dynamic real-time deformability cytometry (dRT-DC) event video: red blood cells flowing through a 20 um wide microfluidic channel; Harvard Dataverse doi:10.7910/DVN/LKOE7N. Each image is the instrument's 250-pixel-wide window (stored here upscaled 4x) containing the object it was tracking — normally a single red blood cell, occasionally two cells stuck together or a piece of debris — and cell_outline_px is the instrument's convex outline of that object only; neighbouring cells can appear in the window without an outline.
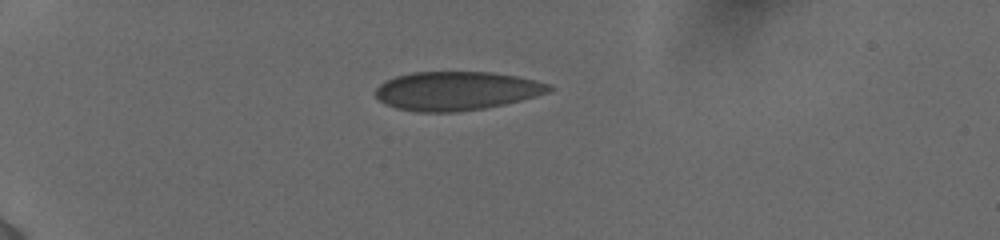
{"species": "human", "species_latin": "Homo sapiens", "temperature_condition": "cold", "stored_images_in_passage": 10, "camera_frame_rate_fps": 3000, "um_per_image_px": 0.085, "donor": {"sex": "female"}, "frame": {"image": 1, "passage_image": 1, "time_ms": 0.0, "image_size_px": [1000, 240], "cell_outline_px": [[556, 88], [548, 92], [536, 96], [504, 104], [484, 108], [456, 112], [416, 112], [396, 108], [380, 100], [376, 96], [376, 88], [384, 80], [396, 76], [412, 72], [492, 72], [516, 76], [536, 80], [548, 84]], "centroid_in_image_um": [38.8, 7.72], "position_along_channel_um": 46.2, "area_um2": 39.19}}